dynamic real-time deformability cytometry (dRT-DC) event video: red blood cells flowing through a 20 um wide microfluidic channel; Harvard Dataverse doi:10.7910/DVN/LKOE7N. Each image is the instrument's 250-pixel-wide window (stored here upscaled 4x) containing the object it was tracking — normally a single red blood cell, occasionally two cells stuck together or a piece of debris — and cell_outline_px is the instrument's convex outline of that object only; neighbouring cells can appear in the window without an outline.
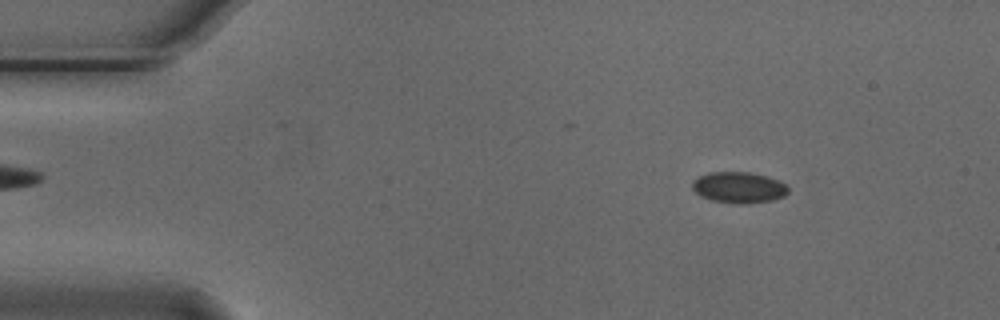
{"species": "Egyptian fruit bat (a non-hibernating species)", "species_latin": "Rousettus aegyptiacus", "temperature_condition": "cold", "stored_images_in_passage": 54, "camera_frame_rate_fps": 3000, "um_per_image_px": 0.085, "animal": {"sex": "male"}, "frame": {"image": 1, "passage_image": 7, "time_ms": 2.0, "image_size_px": [1000, 320], "cell_outline_px": [[788, 192], [784, 196], [772, 200], [748, 204], [736, 204], [712, 200], [700, 196], [692, 188], [692, 180], [708, 172], [748, 172], [768, 176], [780, 180], [788, 188]], "centroid_in_image_um": [62.8, 15.93], "position_along_channel_um": 22.2, "area_um2": 17.51}}
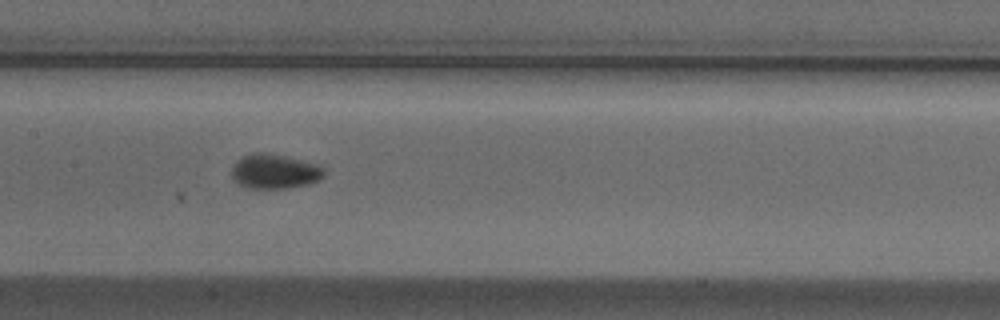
{"frame": {"image": 2, "passage_image": 26, "time_ms": 8.333, "image_size_px": [1000, 320], "cell_outline_px": [[324, 176], [320, 180], [308, 184], [288, 188], [244, 188], [232, 180], [232, 168], [244, 156], [252, 152], [264, 152], [284, 156], [320, 164], [324, 168]], "centroid_in_image_um": [23.36, 14.58], "position_along_channel_um": 184.0, "area_um2": 18.73}}
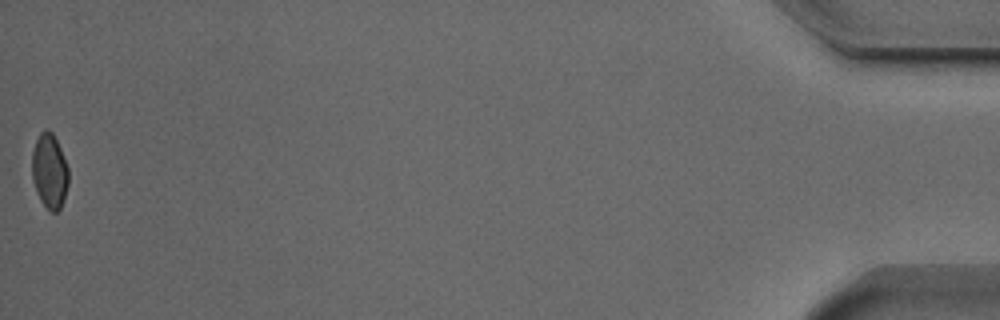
{"frame": {"image": 3, "passage_image": 54, "time_ms": 17.667, "image_size_px": [1000, 320], "cell_outline_px": [[68, 184], [60, 208], [56, 212], [52, 212], [40, 200], [36, 192], [32, 180], [32, 152], [36, 140], [40, 132], [44, 128], [48, 128], [52, 132], [60, 148], [68, 168]], "centroid_in_image_um": [4.19, 14.51], "position_along_channel_um": 431.0, "area_um2": 15.84}, "authors_computed_cell_mechanics": {"area_um2": 17.1088, "velocity_mm_per_s": 3.7578, "shape_relaxation_time_tau1_ms": 2.7139, "shape_relaxation_time_tau2_ms": null, "deformation_change_tau1": 0.0639, "deformation_change_tau2": null}}